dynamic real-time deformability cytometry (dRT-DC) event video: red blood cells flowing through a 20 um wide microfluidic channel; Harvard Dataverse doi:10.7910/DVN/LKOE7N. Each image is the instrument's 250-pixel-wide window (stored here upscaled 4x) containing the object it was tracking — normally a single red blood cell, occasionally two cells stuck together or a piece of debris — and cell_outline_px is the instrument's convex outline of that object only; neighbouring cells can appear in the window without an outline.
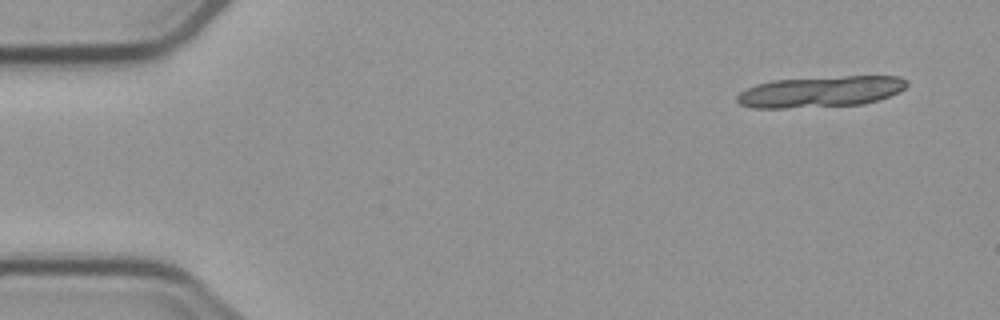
{"species": "common noctule bat (a hibernating species)", "species_latin": "Nyctalus noctula", "temperature_condition": "cold", "stored_images_in_passage": 9, "segment_of_instrument_passage": [1, 2], "camera_frame_rate_fps": 3000, "um_per_image_px": 0.085, "animal": {"sex": "male", "body_mass_g": 23.1, "forearm_length_mm": 52.7}, "frame": {"image": 1, "passage_image": 1, "time_ms": 0.0, "image_size_px": [1000, 320], "cell_outline_px": [[908, 84], [900, 92], [864, 104], [784, 108], [752, 108], [740, 104], [736, 100], [736, 96], [740, 92], [756, 84], [772, 80], [844, 76], [900, 76], [908, 80]], "centroid_in_image_um": [69.75, 7.79], "position_along_channel_um": 15.3, "area_um2": 30.75}}